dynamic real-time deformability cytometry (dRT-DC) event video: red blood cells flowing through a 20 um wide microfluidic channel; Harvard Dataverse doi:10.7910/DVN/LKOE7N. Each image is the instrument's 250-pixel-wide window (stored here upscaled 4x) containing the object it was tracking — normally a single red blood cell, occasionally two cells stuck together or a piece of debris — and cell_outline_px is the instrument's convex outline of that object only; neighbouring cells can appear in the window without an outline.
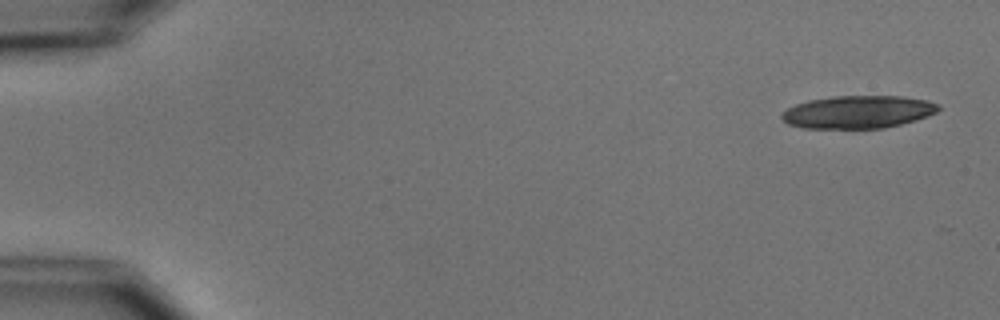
{"species": "common noctule bat (a hibernating species)", "species_latin": "Nyctalus noctula", "temperature_condition": "cold", "stored_images_in_passage": 8, "camera_frame_rate_fps": 3000, "um_per_image_px": 0.085, "animal": {"sex": "male", "body_mass_g": 15.6}, "frame": {"image": 1, "passage_image": 1, "time_ms": 0.0, "image_size_px": [1000, 320], "cell_outline_px": [[940, 108], [936, 112], [928, 116], [916, 120], [884, 128], [804, 128], [788, 124], [780, 116], [788, 108], [796, 104], [808, 100], [836, 96], [900, 96], [928, 100], [940, 104]], "centroid_in_image_um": [72.96, 9.51], "position_along_channel_um": 12.0, "area_um2": 29.82}}